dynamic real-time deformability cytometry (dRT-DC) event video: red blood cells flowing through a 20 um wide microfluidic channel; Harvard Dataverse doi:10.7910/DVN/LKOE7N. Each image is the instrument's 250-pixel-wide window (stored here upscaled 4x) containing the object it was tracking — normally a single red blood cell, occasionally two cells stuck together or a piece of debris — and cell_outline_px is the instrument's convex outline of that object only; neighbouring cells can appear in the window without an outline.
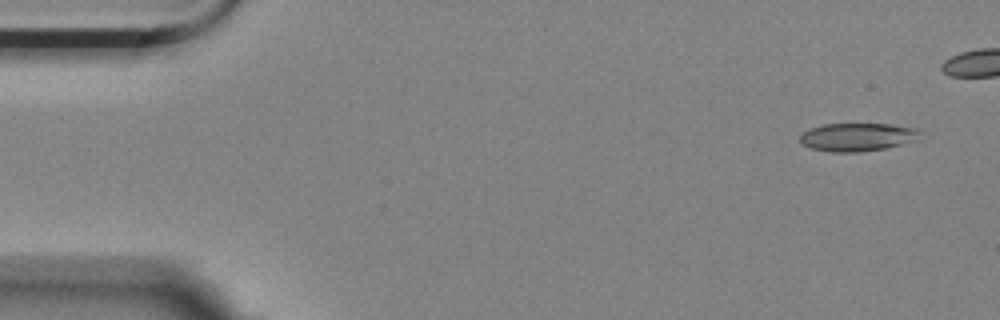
{"species": "Egyptian fruit bat (a non-hibernating species)", "species_latin": "Rousettus aegyptiacus", "temperature_condition": "room temperature", "stored_images_in_passage": 5, "camera_frame_rate_fps": 3000, "um_per_image_px": 0.085, "animal": {"sex": "female"}, "frame": {"image": 1, "passage_image": 1, "time_ms": 0.0, "image_size_px": [1000, 320], "cell_outline_px": [[920, 140], [884, 148], [860, 152], [832, 152], [812, 148], [800, 144], [800, 136], [804, 132], [812, 128], [824, 124], [892, 124], [916, 128], [920, 132]], "centroid_in_image_um": [72.91, 11.65], "position_along_channel_um": 12.1, "area_um2": 19.71}}
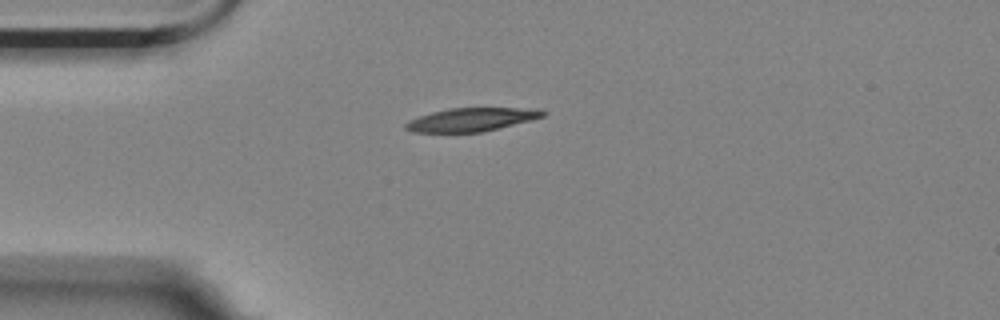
{"frame": {"image": 2, "passage_image": 5, "time_ms": 1.333, "image_size_px": [1000, 320], "cell_outline_px": [[548, 112], [544, 116], [484, 132], [412, 132], [404, 128], [404, 124], [408, 120], [432, 112], [448, 108], [540, 108]], "centroid_in_image_um": [40.07, 10.16], "position_along_channel_um": 44.9, "area_um2": 18.73}}